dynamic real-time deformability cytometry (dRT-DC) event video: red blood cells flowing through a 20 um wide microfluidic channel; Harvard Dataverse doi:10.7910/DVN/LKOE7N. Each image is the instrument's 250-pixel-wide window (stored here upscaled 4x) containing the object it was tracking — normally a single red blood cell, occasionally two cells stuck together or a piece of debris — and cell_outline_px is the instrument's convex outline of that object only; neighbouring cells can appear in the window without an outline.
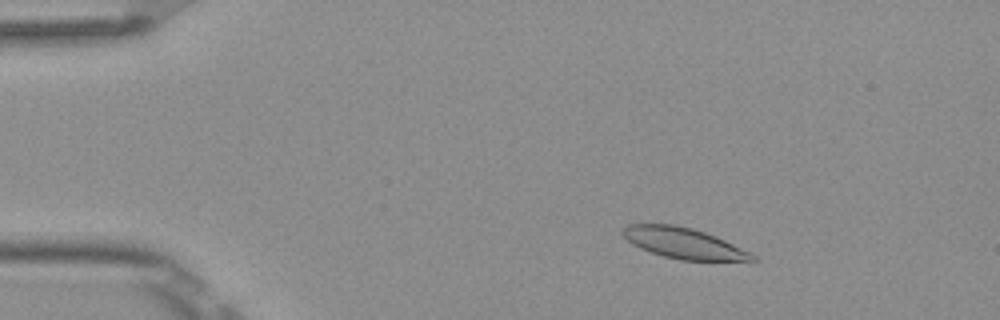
{"species": "Egyptian fruit bat (a non-hibernating species)", "species_latin": "Rousettus aegyptiacus", "temperature_condition": "room temperature", "stored_images_in_passage": 4, "camera_frame_rate_fps": 3000, "um_per_image_px": 0.085, "frame": {"image": 1, "passage_image": 2, "time_ms": 0.333, "image_size_px": [1000, 320], "cell_outline_px": [[756, 260], [680, 260], [664, 256], [640, 248], [632, 244], [620, 232], [628, 224], [672, 224], [692, 228], [716, 236], [756, 256]], "centroid_in_image_um": [58.05, 20.65], "position_along_channel_um": 26.9, "area_um2": 22.77}}